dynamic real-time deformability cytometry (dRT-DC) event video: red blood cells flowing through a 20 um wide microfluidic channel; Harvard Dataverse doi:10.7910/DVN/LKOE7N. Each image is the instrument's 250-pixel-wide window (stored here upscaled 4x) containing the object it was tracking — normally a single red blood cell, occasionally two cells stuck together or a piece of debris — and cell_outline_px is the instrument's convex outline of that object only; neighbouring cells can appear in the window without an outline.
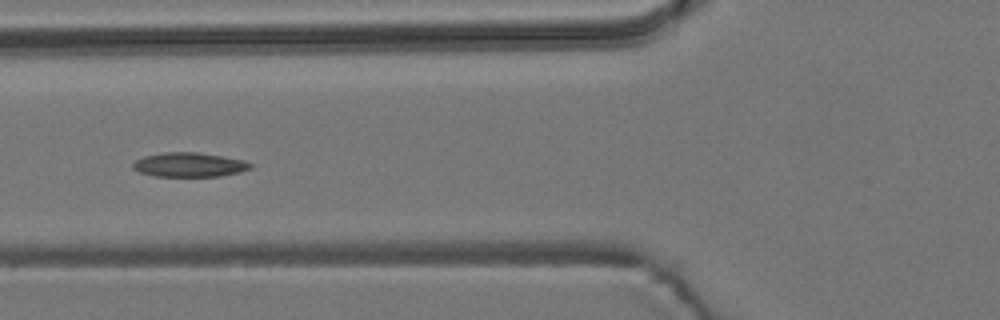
{"species": "common noctule bat (a hibernating species)", "species_latin": "Nyctalus noctula", "temperature_condition": "room temperature", "stored_images_in_passage": 14, "segment_of_instrument_passage": [1, 2], "camera_frame_rate_fps": 3000, "um_per_image_px": 0.085, "animal": {"sex": "male", "body_mass_g": 19.2, "forearm_length_mm": 51.8}, "frame": {"image": 1, "passage_image": 4, "time_ms": 3.667, "image_size_px": [1000, 320], "cell_outline_px": [[252, 168], [240, 172], [220, 176], [156, 176], [140, 172], [132, 168], [132, 164], [136, 160], [144, 156], [164, 152], [196, 152], [244, 160], [252, 164]], "centroid_in_image_um": [16.09, 14.0], "position_along_channel_um": 109.7, "area_um2": 16.53}}
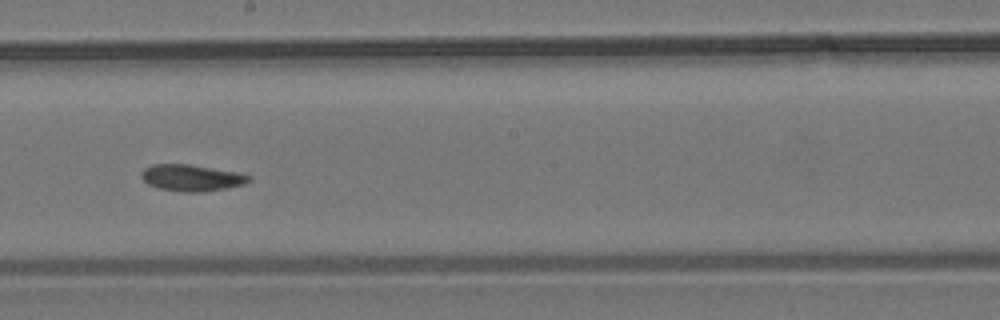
{"frame": {"image": 2, "passage_image": 7, "time_ms": 7.0, "image_size_px": [1000, 320], "cell_outline_px": [[252, 180], [244, 184], [204, 192], [184, 192], [160, 188], [148, 184], [140, 176], [140, 172], [144, 168], [152, 164], [192, 164], [236, 172], [252, 176]], "centroid_in_image_um": [16.28, 15.1], "position_along_channel_um": 231.9, "area_um2": 16.65}}
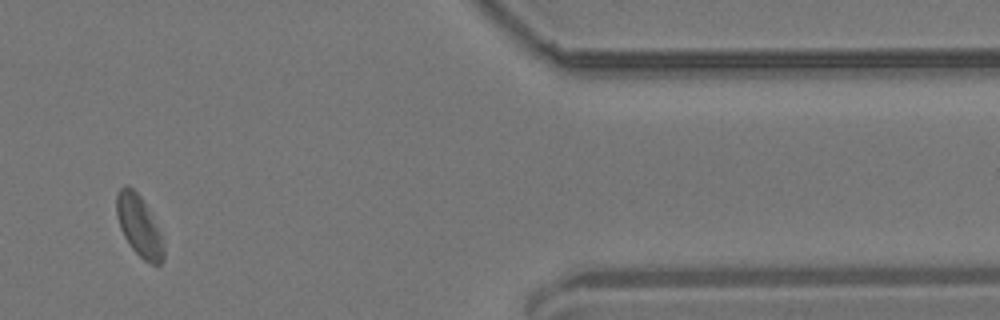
{"frame": {"image": 3, "passage_image": 11, "time_ms": 12.667, "image_size_px": [1000, 320], "cell_outline_px": [[164, 260], [160, 264], [152, 264], [144, 260], [132, 248], [124, 236], [120, 228], [116, 216], [116, 192], [124, 184], [132, 188], [140, 196], [148, 208], [160, 236], [164, 248]], "centroid_in_image_um": [11.78, 19.18], "position_along_channel_um": 399.6, "area_um2": 16.47}}